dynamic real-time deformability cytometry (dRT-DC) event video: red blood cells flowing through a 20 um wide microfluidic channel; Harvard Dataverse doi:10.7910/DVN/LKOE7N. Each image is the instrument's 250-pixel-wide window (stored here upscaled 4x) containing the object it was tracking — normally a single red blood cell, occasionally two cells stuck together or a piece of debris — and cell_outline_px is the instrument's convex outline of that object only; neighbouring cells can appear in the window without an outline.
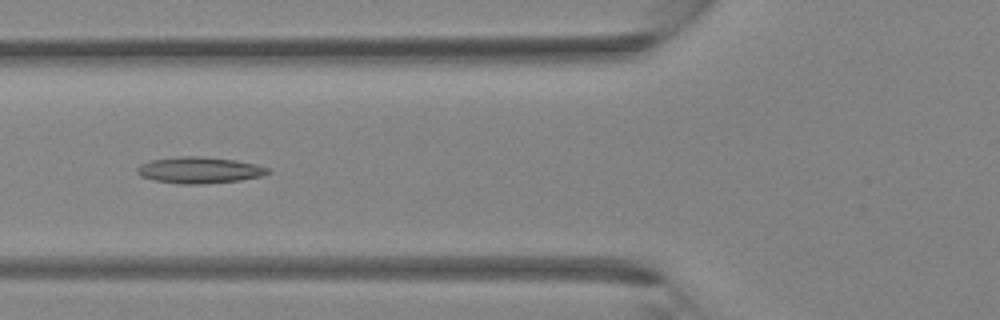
{"species": "Egyptian fruit bat (a non-hibernating species)", "species_latin": "Rousettus aegyptiacus", "temperature_condition": "room temperature", "stored_images_in_passage": 34, "camera_frame_rate_fps": 3000, "um_per_image_px": 0.085, "animal": {"sex": "female"}, "frame": {"image": 1, "passage_image": 10, "time_ms": 3.0, "image_size_px": [1000, 320], "cell_outline_px": [[272, 172], [260, 176], [240, 180], [200, 184], [180, 184], [152, 180], [140, 176], [136, 172], [136, 168], [140, 164], [152, 160], [176, 156], [200, 156], [236, 160], [256, 164], [272, 168]], "centroid_in_image_um": [16.95, 14.45], "position_along_channel_um": 108.9, "area_um2": 20.29}}
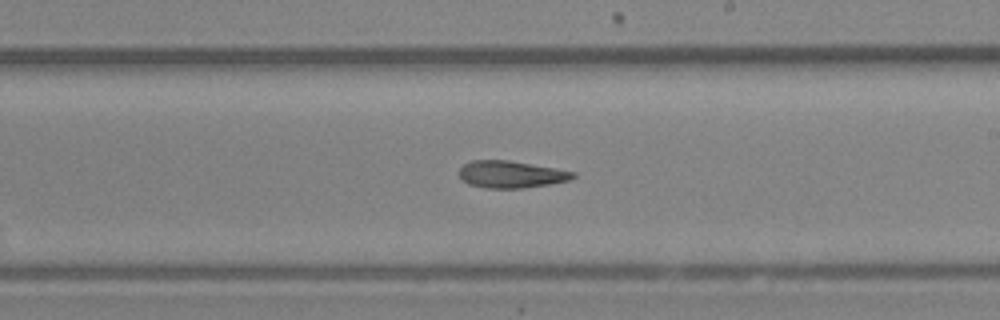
{"frame": {"image": 2, "passage_image": 18, "time_ms": 5.667, "image_size_px": [1000, 320], "cell_outline_px": [[576, 176], [568, 180], [548, 184], [524, 188], [484, 188], [468, 184], [460, 176], [460, 168], [464, 164], [472, 160], [508, 160], [576, 172]], "centroid_in_image_um": [43.42, 14.82], "position_along_channel_um": 245.6, "area_um2": 17.74}}
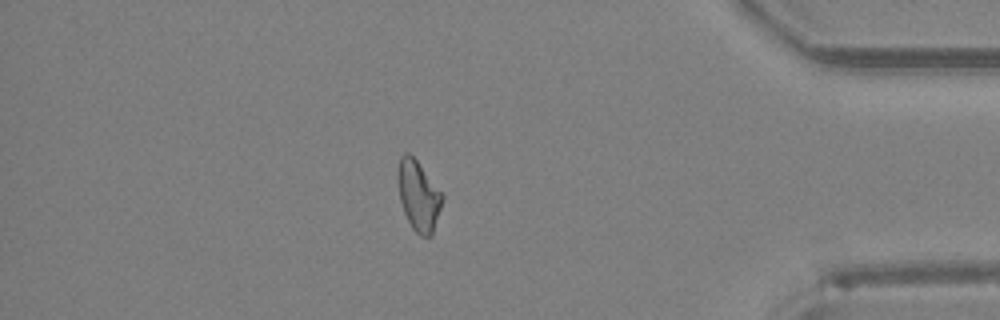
{"frame": {"image": 3, "passage_image": 29, "time_ms": 9.333, "image_size_px": [1000, 320], "cell_outline_px": [[444, 196], [432, 236], [420, 236], [412, 228], [404, 212], [400, 200], [396, 176], [396, 172], [400, 156], [404, 152], [408, 152], [416, 160]], "centroid_in_image_um": [35.54, 16.62], "position_along_channel_um": 399.7, "area_um2": 18.09}}